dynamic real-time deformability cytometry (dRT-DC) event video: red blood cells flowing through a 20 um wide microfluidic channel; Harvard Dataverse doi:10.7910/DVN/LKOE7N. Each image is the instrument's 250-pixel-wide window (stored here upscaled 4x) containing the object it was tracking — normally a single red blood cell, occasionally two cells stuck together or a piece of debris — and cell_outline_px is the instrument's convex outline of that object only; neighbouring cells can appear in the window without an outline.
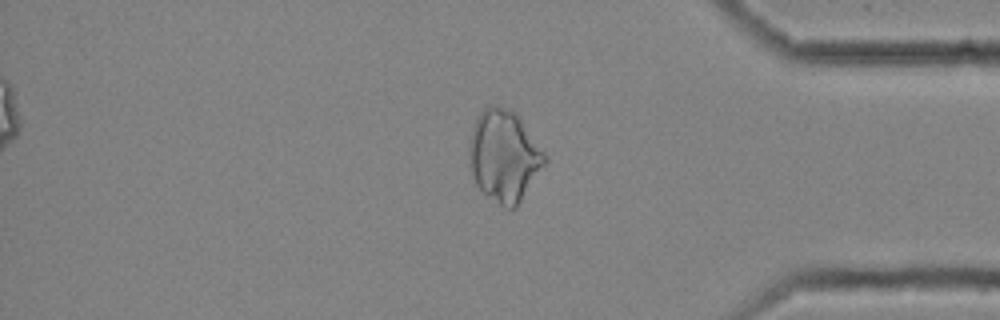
{"species": "common noctule bat (a hibernating species)", "species_latin": "Nyctalus noctula", "temperature_condition": "cold", "stored_images_in_passage": 39, "camera_frame_rate_fps": 3000, "um_per_image_px": 0.085, "animal": {"sex": "female", "body_mass_g": 25.1}, "frame": {"image": 1, "passage_image": 30, "time_ms": 9.667, "image_size_px": [1000, 320], "cell_outline_px": [[548, 160], [516, 208], [504, 208], [484, 192], [476, 184], [472, 172], [468, 148], [468, 144], [472, 128], [476, 116], [488, 104], [496, 104], [508, 108], [516, 112], [548, 156]], "centroid_in_image_um": [42.86, 13.2], "position_along_channel_um": 392.3, "area_um2": 40.58}}